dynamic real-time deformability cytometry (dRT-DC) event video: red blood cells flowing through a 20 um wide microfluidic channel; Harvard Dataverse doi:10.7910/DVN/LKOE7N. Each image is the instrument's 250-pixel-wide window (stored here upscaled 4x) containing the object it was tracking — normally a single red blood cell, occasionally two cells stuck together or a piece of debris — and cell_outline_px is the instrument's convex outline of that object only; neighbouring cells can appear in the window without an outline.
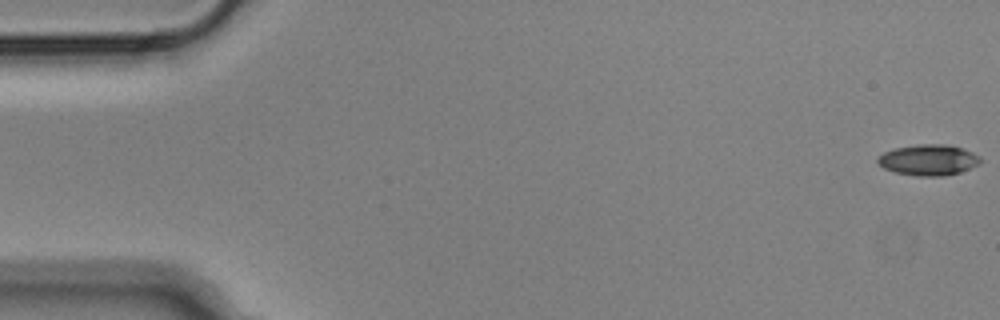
{"species": "Egyptian fruit bat (a non-hibernating species)", "species_latin": "Rousettus aegyptiacus", "temperature_condition": "cold", "stored_images_in_passage": 56, "camera_frame_rate_fps": 3000, "um_per_image_px": 0.085, "animal": {"sex": "male"}, "frame": {"image": 1, "passage_image": 1, "time_ms": 0.0, "image_size_px": [1000, 320], "cell_outline_px": [[980, 160], [976, 164], [960, 172], [944, 176], [916, 176], [896, 172], [884, 168], [876, 160], [884, 152], [896, 148], [916, 144], [944, 144], [964, 148], [980, 156]], "centroid_in_image_um": [78.91, 13.59], "position_along_channel_um": 6.1, "area_um2": 18.26}}
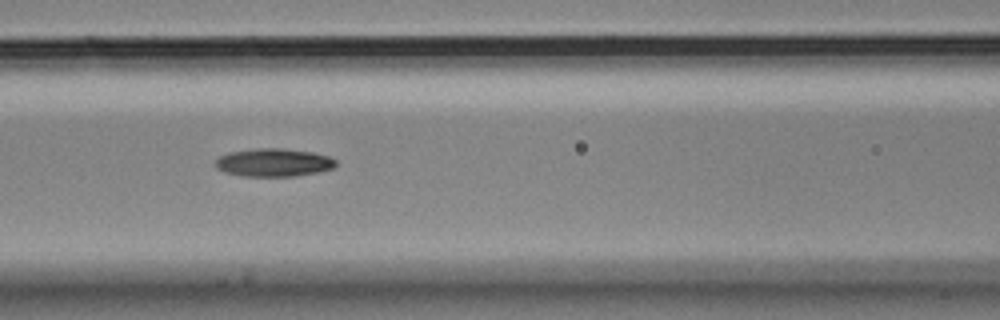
{"frame": {"image": 2, "passage_image": 24, "time_ms": 7.667, "image_size_px": [1000, 320], "cell_outline_px": [[336, 164], [332, 168], [316, 172], [292, 176], [244, 176], [224, 172], [216, 168], [216, 160], [220, 156], [228, 152], [256, 148], [284, 148], [312, 152], [328, 156], [336, 160]], "centroid_in_image_um": [23.23, 13.8], "position_along_channel_um": 143.4, "area_um2": 19.59}}
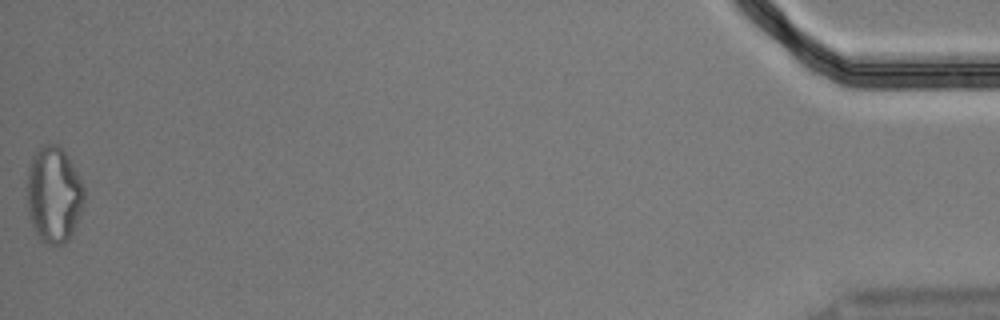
{"frame": {"image": 3, "passage_image": 56, "time_ms": 18.333, "image_size_px": [1000, 320], "cell_outline_px": [[84, 204], [72, 232], [68, 240], [64, 244], [44, 244], [40, 240], [32, 224], [28, 212], [28, 168], [32, 156], [40, 144], [60, 144], [64, 148], [84, 188]], "centroid_in_image_um": [4.57, 16.51], "position_along_channel_um": 430.6, "area_um2": 32.02}, "authors_computed_cell_mechanics": {"area_um2": 19.1318, "velocity_mm_per_s": 3.6113, "shape_relaxation_time_tau1_ms": 7.3853, "shape_relaxation_time_tau2_ms": null, "deformation_change_tau1": 0.1868, "deformation_change_tau2": null}}